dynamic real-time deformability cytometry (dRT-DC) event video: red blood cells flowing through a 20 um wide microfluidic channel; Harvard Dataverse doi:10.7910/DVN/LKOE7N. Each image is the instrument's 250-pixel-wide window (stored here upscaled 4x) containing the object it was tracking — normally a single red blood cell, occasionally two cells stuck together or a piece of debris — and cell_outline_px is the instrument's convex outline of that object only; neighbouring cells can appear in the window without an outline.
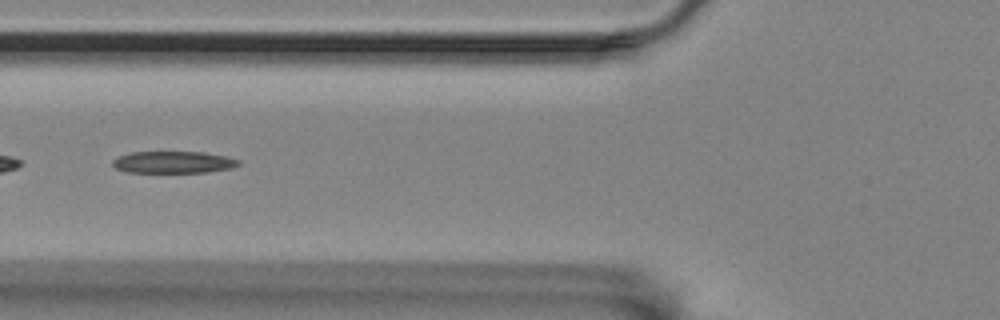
{"species": "Egyptian fruit bat (a non-hibernating species)", "species_latin": "Rousettus aegyptiacus", "temperature_condition": "room temperature", "stored_images_in_passage": 43, "camera_frame_rate_fps": 3000, "um_per_image_px": 0.085, "animal": {"sex": "female"}, "frame": {"image": 1, "passage_image": 7, "time_ms": 2.0, "image_size_px": [1000, 320], "cell_outline_px": [[240, 164], [232, 168], [208, 172], [128, 172], [116, 168], [112, 164], [112, 160], [120, 156], [132, 152], [204, 152], [228, 156], [240, 160]], "centroid_in_image_um": [14.79, 13.78], "position_along_channel_um": 111.0, "area_um2": 16.07}}